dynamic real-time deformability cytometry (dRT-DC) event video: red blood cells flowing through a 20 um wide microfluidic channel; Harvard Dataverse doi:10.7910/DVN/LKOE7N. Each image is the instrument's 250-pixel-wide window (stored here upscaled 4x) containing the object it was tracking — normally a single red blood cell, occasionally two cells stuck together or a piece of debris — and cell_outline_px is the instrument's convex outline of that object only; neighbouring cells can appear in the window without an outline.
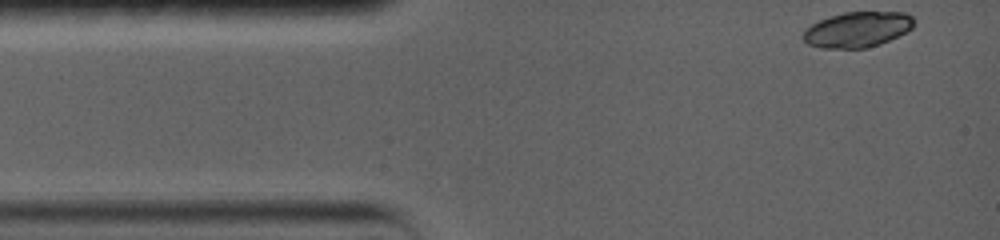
{"species": "common noctule bat (a hibernating species)", "species_latin": "Nyctalus noctula", "temperature_condition": "warm", "stored_images_in_passage": 5, "camera_frame_rate_fps": 5000, "um_per_image_px": 0.085, "animal": {"sex": "female", "body_mass_g": 19.0, "forearm_length_mm": 56.7}, "frame": {"image": 1, "passage_image": 1, "time_ms": 0.0, "image_size_px": [1000, 240], "cell_outline_px": [[912, 28], [880, 44], [864, 48], [820, 48], [808, 44], [804, 40], [804, 32], [812, 24], [820, 20], [844, 12], [904, 12], [912, 16]], "centroid_in_image_um": [72.87, 2.51], "position_along_channel_um": 12.1, "area_um2": 22.43}}